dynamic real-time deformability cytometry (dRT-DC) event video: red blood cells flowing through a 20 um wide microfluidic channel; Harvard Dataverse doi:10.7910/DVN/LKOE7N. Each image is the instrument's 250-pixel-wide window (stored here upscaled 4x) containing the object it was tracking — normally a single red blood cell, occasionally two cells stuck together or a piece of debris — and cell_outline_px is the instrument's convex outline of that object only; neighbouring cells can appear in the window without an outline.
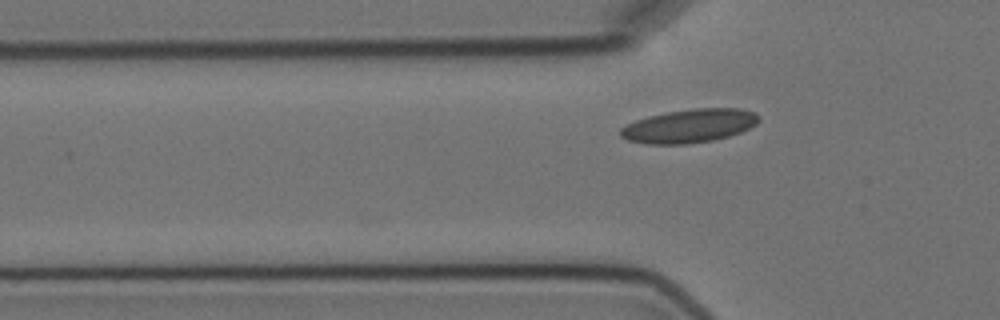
{"species": "Egyptian fruit bat (a non-hibernating species)", "species_latin": "Rousettus aegyptiacus", "temperature_condition": "cold", "stored_images_in_passage": 5, "camera_frame_rate_fps": 3000, "um_per_image_px": 0.085, "animal": {"sex": "female"}, "frame": {"image": 1, "passage_image": 4, "time_ms": 3.333, "image_size_px": [1000, 320], "cell_outline_px": [[760, 120], [756, 124], [740, 132], [728, 136], [712, 140], [688, 144], [644, 144], [628, 140], [620, 136], [620, 128], [636, 120], [648, 116], [668, 112], [692, 108], [740, 108], [756, 112], [760, 116]], "centroid_in_image_um": [58.6, 10.7], "position_along_channel_um": 67.2, "area_um2": 27.11}}